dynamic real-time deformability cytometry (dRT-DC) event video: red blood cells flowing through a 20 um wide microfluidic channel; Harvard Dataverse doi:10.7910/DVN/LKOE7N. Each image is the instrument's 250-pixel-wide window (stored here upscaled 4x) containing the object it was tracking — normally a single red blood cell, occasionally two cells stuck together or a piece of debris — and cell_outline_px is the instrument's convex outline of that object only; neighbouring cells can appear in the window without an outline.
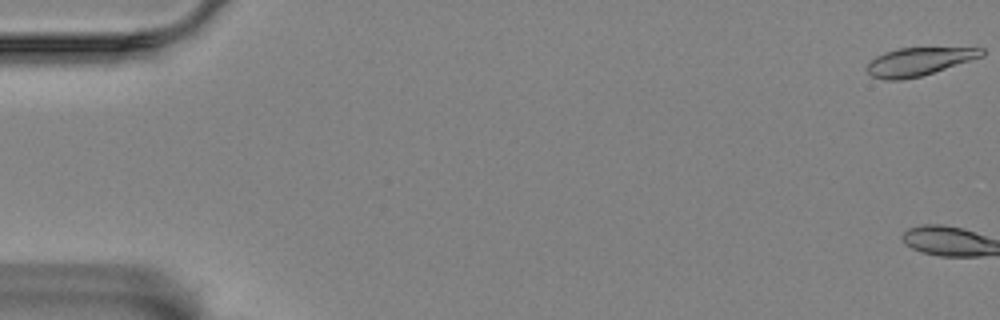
{"species": "Egyptian fruit bat (a non-hibernating species)", "species_latin": "Rousettus aegyptiacus", "temperature_condition": "room temperature", "stored_images_in_passage": 3, "camera_frame_rate_fps": 3000, "um_per_image_px": 0.085, "animal": {"sex": "female"}, "frame": {"image": 1, "passage_image": 1, "time_ms": 0.0, "image_size_px": [1000, 320], "cell_outline_px": [[984, 56], [920, 76], [900, 80], [884, 80], [872, 76], [864, 68], [876, 56], [884, 52], [896, 48], [984, 48]], "centroid_in_image_um": [78.06, 5.23], "position_along_channel_um": 6.9, "area_um2": 18.61}}